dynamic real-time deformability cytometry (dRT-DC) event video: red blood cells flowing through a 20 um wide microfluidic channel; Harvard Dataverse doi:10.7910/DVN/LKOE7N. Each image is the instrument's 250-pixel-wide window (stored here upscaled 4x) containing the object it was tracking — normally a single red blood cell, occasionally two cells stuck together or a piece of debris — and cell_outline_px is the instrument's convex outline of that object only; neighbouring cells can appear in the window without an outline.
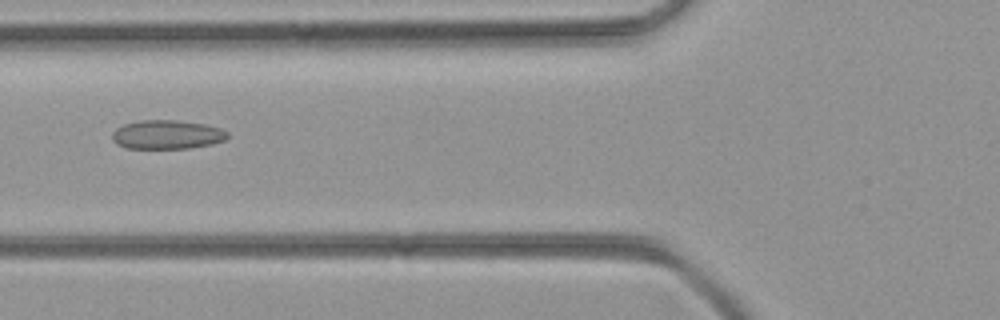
{"species": "common noctule bat (a hibernating species)", "species_latin": "Nyctalus noctula", "temperature_condition": "room temperature", "stored_images_in_passage": 40, "camera_frame_rate_fps": 3000, "um_per_image_px": 0.085, "animal": {"sex": "female", "body_mass_g": 21.9}, "frame": {"image": 1, "passage_image": 11, "time_ms": 3.333, "image_size_px": [1000, 320], "cell_outline_px": [[228, 136], [224, 140], [212, 144], [188, 148], [128, 148], [116, 144], [112, 140], [112, 132], [116, 128], [124, 124], [140, 120], [176, 120], [204, 124], [220, 128], [228, 132]], "centroid_in_image_um": [14.17, 11.44], "position_along_channel_um": 111.6, "area_um2": 19.42}}
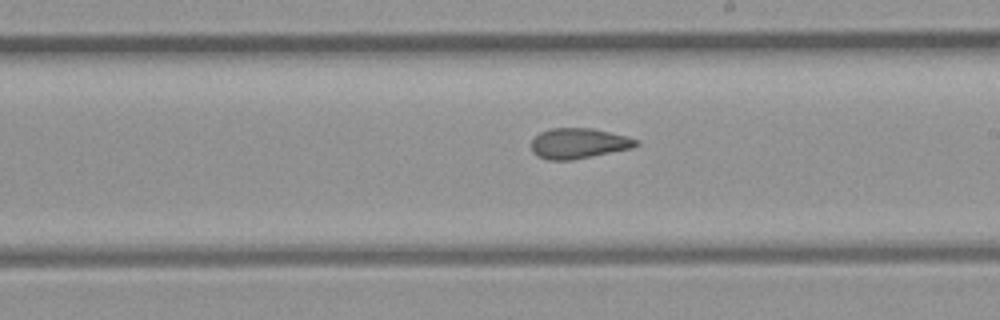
{"frame": {"image": 2, "passage_image": 20, "time_ms": 6.333, "image_size_px": [1000, 320], "cell_outline_px": [[640, 144], [632, 148], [572, 160], [548, 160], [536, 156], [532, 152], [532, 140], [540, 132], [552, 128], [592, 128], [640, 140]], "centroid_in_image_um": [49.17, 12.19], "position_along_channel_um": 239.8, "area_um2": 18.5}}
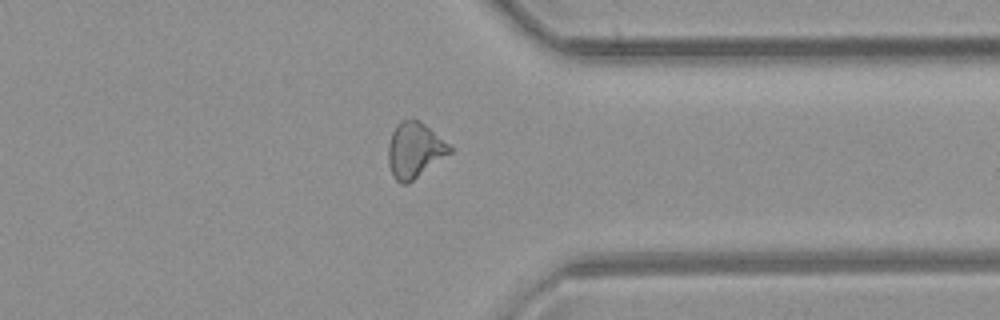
{"frame": {"image": 3, "passage_image": 30, "time_ms": 9.667, "image_size_px": [1000, 320], "cell_outline_px": [[452, 152], [408, 184], [400, 184], [392, 176], [388, 164], [388, 144], [392, 132], [396, 124], [400, 120], [412, 116], [420, 120], [452, 144]], "centroid_in_image_um": [35.25, 12.72], "position_along_channel_um": 376.1, "area_um2": 20.58}}